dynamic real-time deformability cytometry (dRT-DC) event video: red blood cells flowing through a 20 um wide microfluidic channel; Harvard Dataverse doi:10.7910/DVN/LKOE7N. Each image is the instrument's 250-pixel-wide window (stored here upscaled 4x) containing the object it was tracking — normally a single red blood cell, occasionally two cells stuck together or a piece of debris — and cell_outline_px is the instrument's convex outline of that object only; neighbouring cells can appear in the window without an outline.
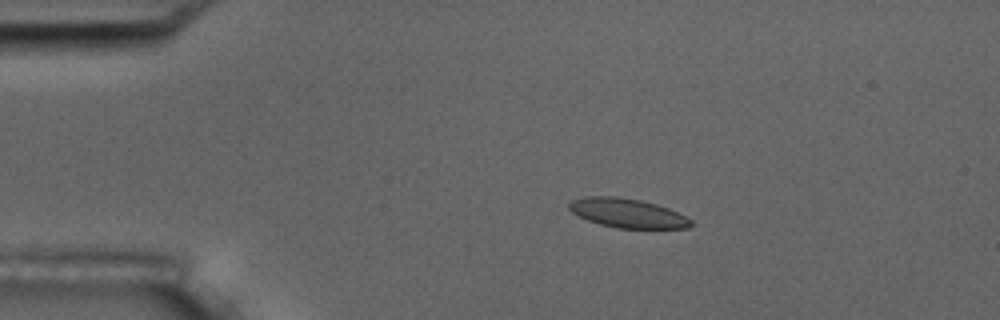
{"species": "common noctule bat (a hibernating species)", "species_latin": "Nyctalus noctula", "temperature_condition": "room temperature", "stored_images_in_passage": 10, "camera_frame_rate_fps": 3000, "um_per_image_px": 0.085, "animal": {"sex": "male", "body_mass_g": 17.5, "forearm_length_mm": 52.3}, "frame": {"image": 1, "passage_image": 2, "time_ms": 1.333, "image_size_px": [1000, 320], "cell_outline_px": [[692, 224], [688, 228], [616, 228], [600, 224], [588, 220], [572, 212], [568, 208], [568, 204], [572, 200], [584, 196], [616, 196], [640, 200], [656, 204], [668, 208], [692, 220]], "centroid_in_image_um": [53.31, 18.11], "position_along_channel_um": 31.7, "area_um2": 20.58}}
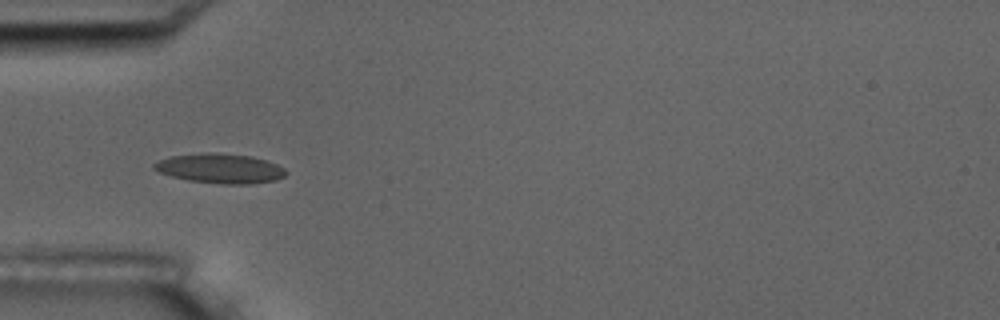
{"frame": {"image": 2, "passage_image": 4, "time_ms": 3.667, "image_size_px": [1000, 320], "cell_outline_px": [[288, 172], [284, 176], [276, 180], [252, 184], [224, 184], [188, 180], [172, 176], [160, 172], [152, 168], [152, 164], [160, 160], [172, 156], [200, 152], [216, 152], [252, 156], [268, 160], [284, 168]], "centroid_in_image_um": [18.74, 14.3], "position_along_channel_um": 66.3, "area_um2": 22.95}}
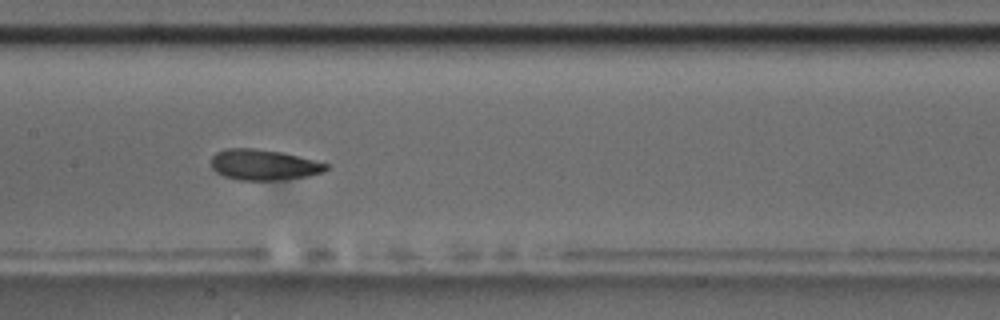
{"frame": {"image": 3, "passage_image": 7, "time_ms": 7.0, "image_size_px": [1000, 320], "cell_outline_px": [[328, 168], [324, 172], [308, 176], [280, 180], [236, 180], [224, 176], [216, 172], [212, 168], [212, 156], [216, 152], [228, 148], [252, 148], [280, 152], [328, 164]], "centroid_in_image_um": [22.38, 14.02], "position_along_channel_um": 185.0, "area_um2": 20.4}}